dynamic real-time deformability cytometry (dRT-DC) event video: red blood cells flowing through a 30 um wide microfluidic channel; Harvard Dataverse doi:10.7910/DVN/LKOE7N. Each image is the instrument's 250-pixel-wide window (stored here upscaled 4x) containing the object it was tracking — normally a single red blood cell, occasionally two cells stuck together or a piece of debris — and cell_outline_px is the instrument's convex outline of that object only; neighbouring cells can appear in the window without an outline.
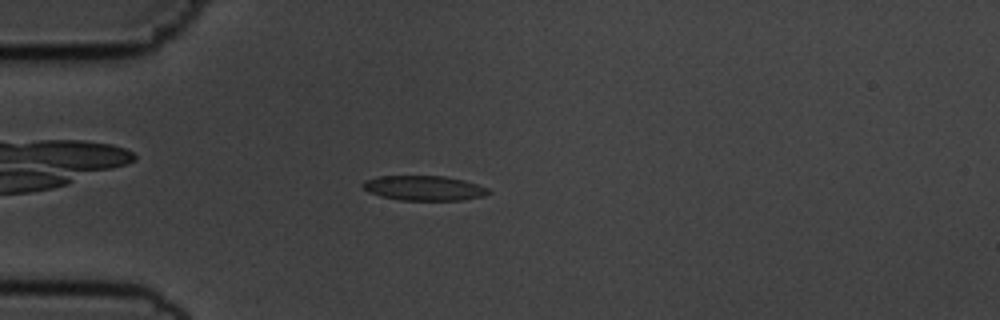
{"species": "common noctule bat (a hibernating species)", "species_latin": "Nyctalus noctula", "temperature_condition": "cold", "stored_images_in_passage": 49, "camera_frame_rate_fps": 3000, "um_per_image_px": 0.085, "animal": {"sex": "male", "body_mass_g": 19.5, "forearm_length_mm": 54.6}, "frame": {"image": 1, "passage_image": 9, "time_ms": 2.667, "image_size_px": [1000, 320], "cell_outline_px": [[492, 192], [484, 196], [460, 200], [400, 200], [380, 196], [368, 192], [360, 184], [364, 180], [380, 176], [444, 176], [464, 180], [488, 188]], "centroid_in_image_um": [36.02, 15.99], "position_along_channel_um": 49.0, "area_um2": 18.21}}
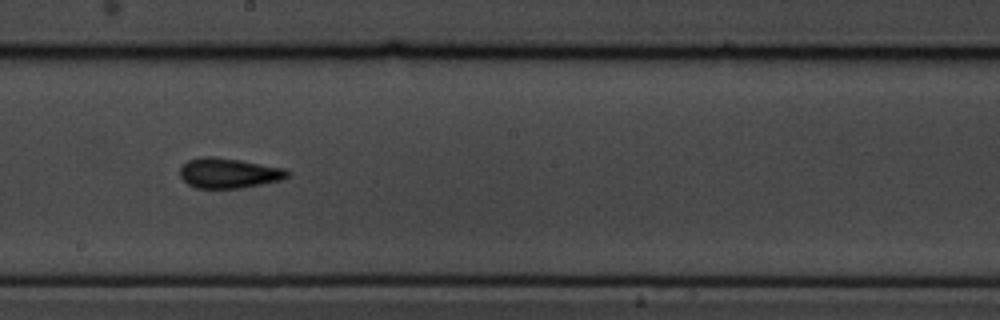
{"frame": {"image": 2, "passage_image": 25, "time_ms": 8.0, "image_size_px": [1000, 320], "cell_outline_px": [[288, 176], [280, 180], [240, 188], [196, 188], [188, 184], [180, 176], [180, 168], [188, 160], [204, 156], [212, 156], [240, 160], [284, 168], [288, 172]], "centroid_in_image_um": [19.41, 14.71], "position_along_channel_um": 228.8, "area_um2": 18.61}}
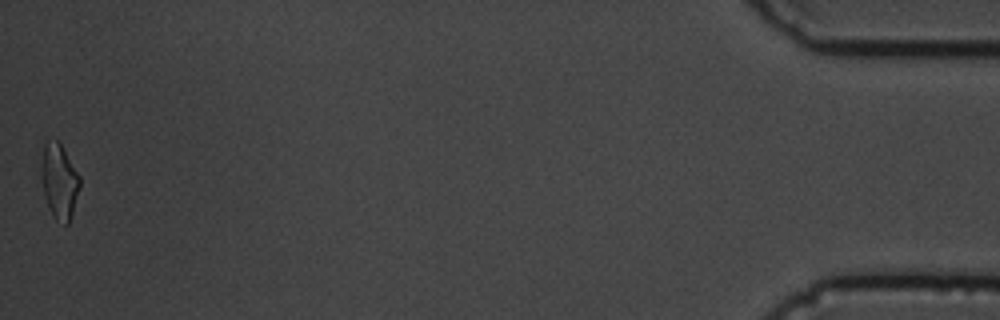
{"frame": {"image": 3, "passage_image": 49, "time_ms": 16.0, "image_size_px": [1000, 320], "cell_outline_px": [[80, 188], [68, 224], [64, 224], [56, 220], [52, 216], [48, 208], [44, 196], [44, 144], [56, 140], [60, 144], [80, 176]], "centroid_in_image_um": [5.09, 15.5], "position_along_channel_um": 430.1, "area_um2": 15.9}, "authors_computed_cell_mechanics": {"area_um2": 17.9758, "velocity_mm_per_s": 3.6459, "shape_relaxation_time_tau1_ms": 3.6776, "shape_relaxation_time_tau2_ms": 2.6438, "deformation_change_tau1": 0.1223, "deformation_change_tau2": 0.0916}}